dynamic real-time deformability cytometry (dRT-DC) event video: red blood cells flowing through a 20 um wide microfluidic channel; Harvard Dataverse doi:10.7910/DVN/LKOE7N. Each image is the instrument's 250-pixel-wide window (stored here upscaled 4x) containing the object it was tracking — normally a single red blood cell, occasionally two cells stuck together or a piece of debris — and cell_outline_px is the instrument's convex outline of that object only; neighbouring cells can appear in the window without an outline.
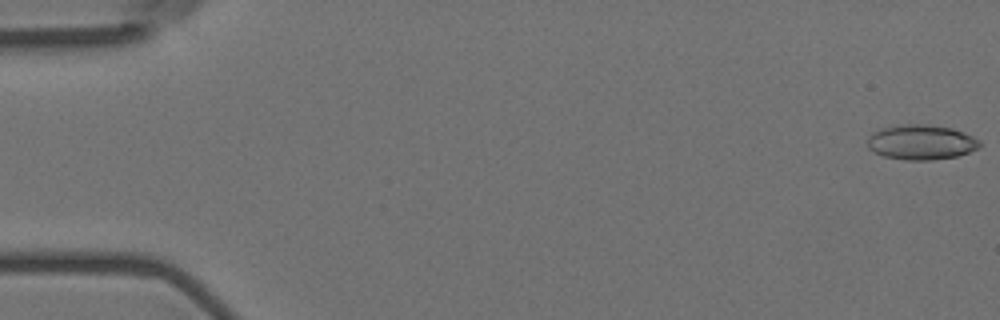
{"species": "Egyptian fruit bat (a non-hibernating species)", "species_latin": "Rousettus aegyptiacus", "temperature_condition": "room temperature", "stored_images_in_passage": 55, "camera_frame_rate_fps": 3000, "um_per_image_px": 0.085, "animal": {"sex": "female"}, "frame": {"image": 1, "passage_image": 1, "time_ms": 0.0, "image_size_px": [1000, 320], "cell_outline_px": [[980, 148], [956, 156], [932, 160], [904, 160], [884, 156], [872, 152], [868, 148], [868, 136], [872, 132], [880, 128], [904, 124], [928, 124], [952, 128], [964, 132], [980, 140]], "centroid_in_image_um": [78.28, 12.08], "position_along_channel_um": 6.7, "area_um2": 23.06}}
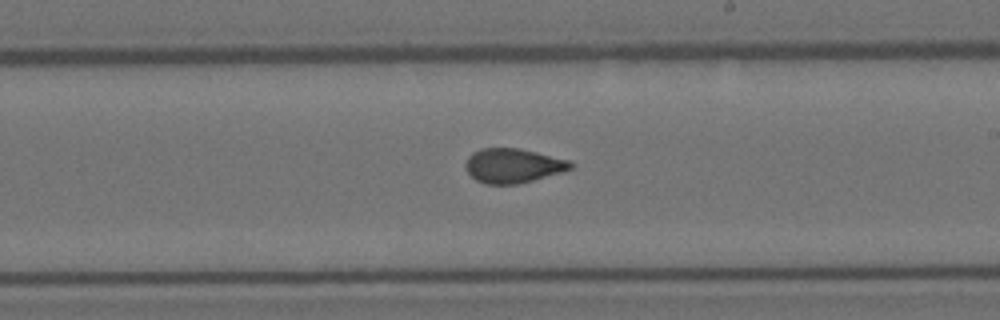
{"frame": {"image": 2, "passage_image": 32, "time_ms": 10.333, "image_size_px": [1000, 320], "cell_outline_px": [[576, 164], [572, 168], [564, 172], [516, 184], [484, 184], [476, 180], [468, 172], [464, 164], [468, 156], [472, 152], [480, 148], [520, 148], [568, 160]], "centroid_in_image_um": [43.6, 14.07], "position_along_channel_um": 245.4, "area_um2": 21.15}}
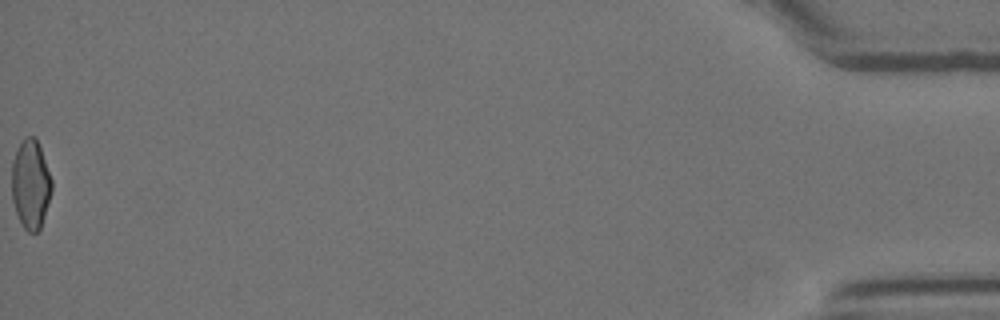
{"frame": {"image": 3, "passage_image": 55, "time_ms": 18.0, "image_size_px": [1000, 320], "cell_outline_px": [[52, 188], [40, 228], [36, 232], [28, 232], [24, 228], [16, 212], [12, 200], [12, 160], [16, 148], [24, 136], [36, 136], [52, 180]], "centroid_in_image_um": [2.58, 15.6], "position_along_channel_um": 432.6, "area_um2": 20.69}, "authors_computed_cell_mechanics": {"area_um2": 21.6172, "velocity_mm_per_s": 3.7519, "shape_relaxation_time_tau1_ms": 7.1446, "shape_relaxation_time_tau2_ms": 1.2363, "deformation_change_tau1": 0.1742, "deformation_change_tau2": 0.0665}}